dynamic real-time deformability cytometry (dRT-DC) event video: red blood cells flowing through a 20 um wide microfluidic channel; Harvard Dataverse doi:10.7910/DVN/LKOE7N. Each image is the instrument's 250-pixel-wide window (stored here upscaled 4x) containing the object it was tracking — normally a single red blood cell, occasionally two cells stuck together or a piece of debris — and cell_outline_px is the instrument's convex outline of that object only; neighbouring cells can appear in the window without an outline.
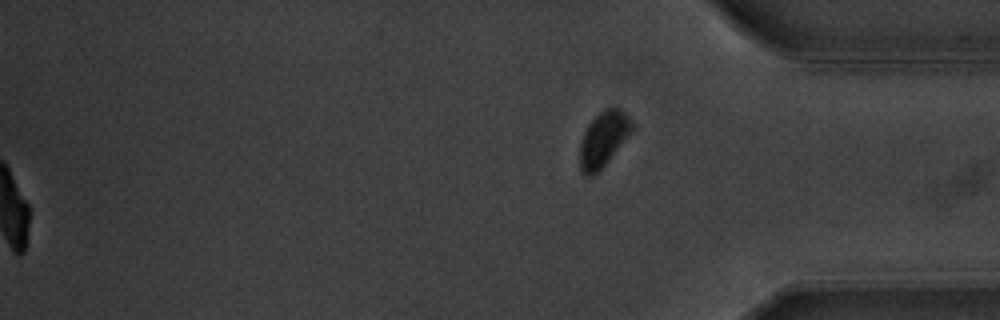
{"species": "common noctule bat (a hibernating species)", "species_latin": "Nyctalus noctula", "temperature_condition": "warm", "stored_images_in_passage": 51, "segment_of_instrument_passage": [2, 2], "camera_frame_rate_fps": 3000, "um_per_image_px": 0.085, "animal": {"sex": "male", "body_mass_g": 20.1, "forearm_length_mm": 53.5}, "frame": {"image": 1, "passage_image": 51, "time_ms": 16.667, "image_size_px": [1000, 320], "cell_outline_px": [[636, 128], [608, 160], [592, 176], [584, 176], [580, 172], [580, 144], [584, 132], [588, 124], [604, 108], [620, 108], [636, 124]], "centroid_in_image_um": [51.32, 11.8], "position_along_channel_um": 383.9, "area_um2": 16.76}}